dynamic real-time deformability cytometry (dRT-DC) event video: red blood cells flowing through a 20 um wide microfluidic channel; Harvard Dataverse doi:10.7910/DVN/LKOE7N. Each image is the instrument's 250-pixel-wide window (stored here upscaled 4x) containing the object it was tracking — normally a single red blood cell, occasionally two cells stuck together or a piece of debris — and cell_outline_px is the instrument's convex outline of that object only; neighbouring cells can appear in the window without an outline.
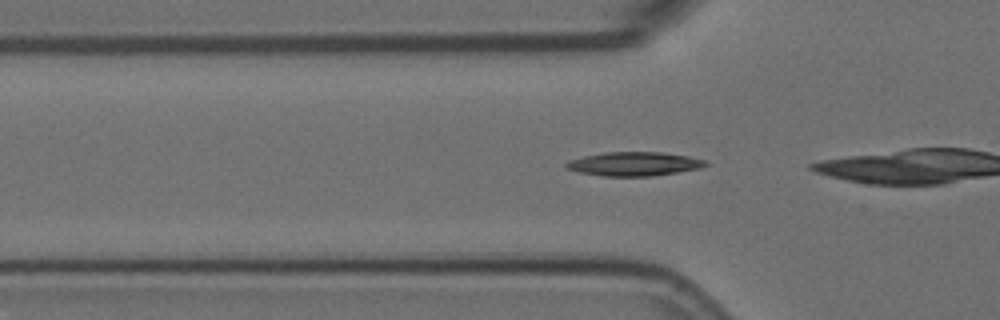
{"species": "Egyptian fruit bat (a non-hibernating species)", "species_latin": "Rousettus aegyptiacus", "temperature_condition": "room temperature", "stored_images_in_passage": 50, "camera_frame_rate_fps": 3000, "um_per_image_px": 0.085, "animal": {"sex": "female"}, "frame": {"image": 1, "passage_image": 11, "time_ms": 3.333, "image_size_px": [1000, 320], "cell_outline_px": [[708, 164], [700, 168], [652, 176], [600, 176], [580, 172], [564, 168], [564, 164], [568, 160], [584, 156], [604, 152], [664, 152], [688, 156], [704, 160]], "centroid_in_image_um": [53.85, 13.93], "position_along_channel_um": 72.0, "area_um2": 19.42}}
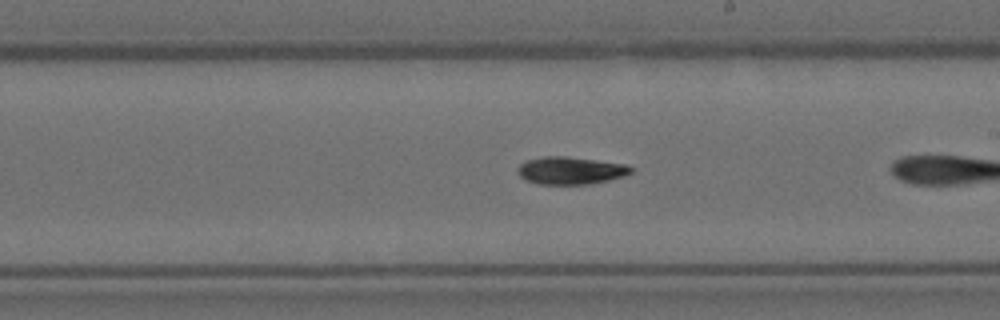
{"frame": {"image": 2, "passage_image": 25, "time_ms": 8.0, "image_size_px": [1000, 320], "cell_outline_px": [[632, 172], [624, 176], [608, 180], [588, 184], [536, 184], [524, 180], [520, 176], [516, 168], [520, 164], [528, 160], [544, 156], [564, 156], [624, 164], [632, 168]], "centroid_in_image_um": [48.45, 14.5], "position_along_channel_um": 240.6, "area_um2": 18.03}}
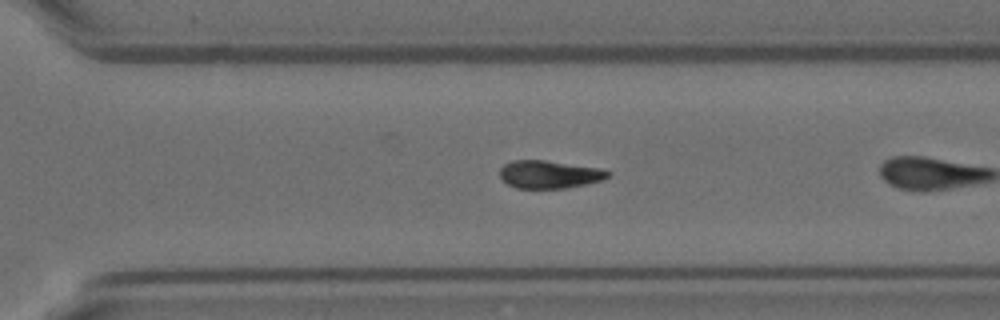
{"frame": {"image": 3, "passage_image": 32, "time_ms": 10.333, "image_size_px": [1000, 320], "cell_outline_px": [[612, 172], [608, 176], [600, 180], [584, 184], [564, 188], [516, 188], [508, 184], [500, 176], [500, 168], [504, 164], [512, 160], [544, 160], [600, 168]], "centroid_in_image_um": [46.66, 14.81], "position_along_channel_um": 323.9, "area_um2": 17.34}, "authors_computed_cell_mechanics": {"area_um2": 17.8602, "velocity_mm_per_s": 3.5913, "shape_relaxation_time_tau1_ms": 9.5231, "shape_relaxation_time_tau2_ms": null, "deformation_change_tau1": 0.1997, "deformation_change_tau2": null}}